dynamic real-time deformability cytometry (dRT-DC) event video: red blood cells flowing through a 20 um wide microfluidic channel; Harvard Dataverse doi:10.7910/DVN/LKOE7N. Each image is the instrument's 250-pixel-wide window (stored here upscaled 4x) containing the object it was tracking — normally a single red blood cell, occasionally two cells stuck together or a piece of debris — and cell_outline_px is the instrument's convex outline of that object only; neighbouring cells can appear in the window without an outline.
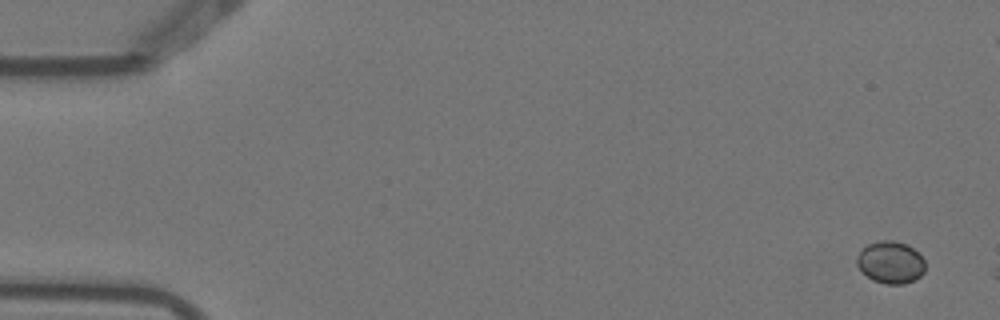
{"species": "Egyptian fruit bat (a non-hibernating species)", "species_latin": "Rousettus aegyptiacus", "temperature_condition": "warm", "stored_images_in_passage": 3, "camera_frame_rate_fps": 3000, "um_per_image_px": 0.085, "animal": {"sex": "female"}, "frame": {"image": 1, "passage_image": 1, "time_ms": 0.0, "image_size_px": [1000, 320], "cell_outline_px": [[924, 272], [916, 280], [904, 284], [884, 284], [872, 280], [856, 264], [856, 256], [860, 248], [868, 244], [880, 240], [892, 240], [908, 244], [924, 260]], "centroid_in_image_um": [75.67, 22.3], "position_along_channel_um": 9.3, "area_um2": 16.94}}